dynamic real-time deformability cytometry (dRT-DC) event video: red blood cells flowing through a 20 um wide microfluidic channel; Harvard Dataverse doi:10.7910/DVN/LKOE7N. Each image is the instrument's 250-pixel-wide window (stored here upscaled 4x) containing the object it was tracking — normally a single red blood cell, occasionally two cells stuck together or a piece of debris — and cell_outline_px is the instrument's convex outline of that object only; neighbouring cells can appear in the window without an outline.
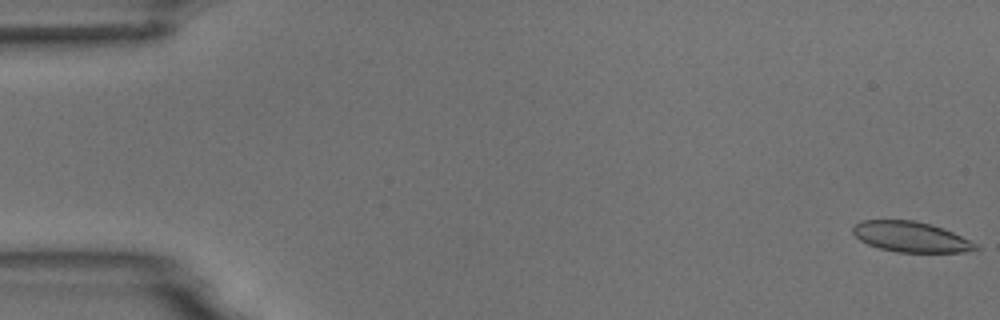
{"species": "common noctule bat (a hibernating species)", "species_latin": "Nyctalus noctula", "temperature_condition": "room temperature", "stored_images_in_passage": 8, "camera_frame_rate_fps": 3000, "um_per_image_px": 0.085, "animal": {"sex": "male", "body_mass_g": 18.8}, "frame": {"image": 1, "passage_image": 1, "time_ms": 0.0, "image_size_px": [1000, 320], "cell_outline_px": [[980, 248], [964, 252], [900, 252], [880, 248], [868, 244], [860, 240], [852, 232], [852, 228], [860, 220], [912, 220], [932, 224], [944, 228], [980, 244]], "centroid_in_image_um": [77.47, 20.12], "position_along_channel_um": 7.5, "area_um2": 21.85}}
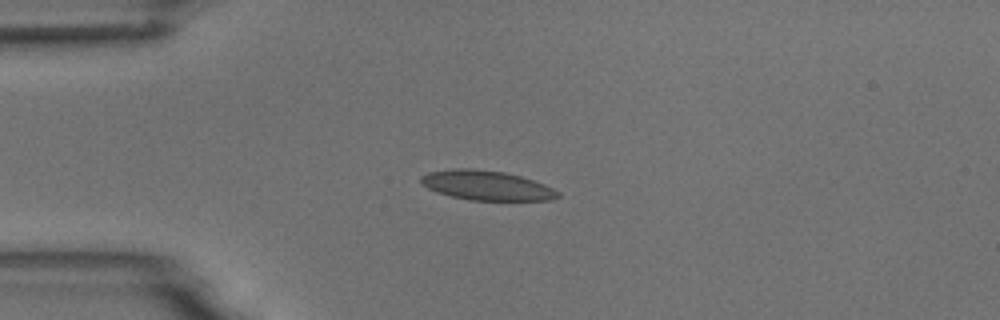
{"frame": {"image": 2, "passage_image": 4, "time_ms": 4.333, "image_size_px": [1000, 320], "cell_outline_px": [[560, 196], [552, 200], [468, 200], [436, 192], [420, 184], [420, 176], [428, 172], [452, 168], [472, 168], [504, 172], [520, 176], [544, 184], [560, 192]], "centroid_in_image_um": [41.32, 15.75], "position_along_channel_um": 43.7, "area_um2": 23.7}}